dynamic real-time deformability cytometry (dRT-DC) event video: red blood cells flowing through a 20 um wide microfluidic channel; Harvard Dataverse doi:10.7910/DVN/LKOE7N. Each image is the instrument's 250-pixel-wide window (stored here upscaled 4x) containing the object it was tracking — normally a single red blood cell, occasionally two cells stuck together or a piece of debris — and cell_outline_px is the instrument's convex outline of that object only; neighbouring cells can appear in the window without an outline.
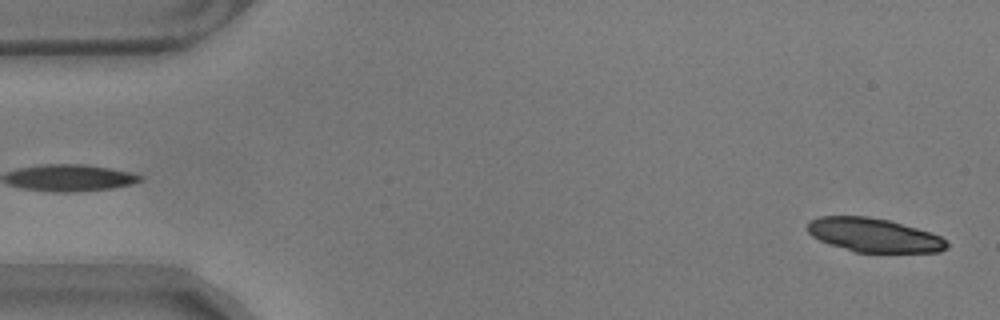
{"species": "common noctule bat (a hibernating species)", "species_latin": "Nyctalus noctula", "temperature_condition": "warm", "stored_images_in_passage": 16, "camera_frame_rate_fps": 3000, "um_per_image_px": 0.085, "animal": {"sex": "male", "body_mass_g": 17.9}, "frame": {"image": 1, "passage_image": 1, "time_ms": 0.0, "image_size_px": [1000, 320], "cell_outline_px": [[948, 248], [940, 252], [856, 252], [828, 244], [812, 236], [808, 232], [808, 220], [820, 216], [868, 216], [888, 220], [916, 228], [940, 236], [948, 244]], "centroid_in_image_um": [74.25, 19.98], "position_along_channel_um": 10.8, "area_um2": 27.34}}